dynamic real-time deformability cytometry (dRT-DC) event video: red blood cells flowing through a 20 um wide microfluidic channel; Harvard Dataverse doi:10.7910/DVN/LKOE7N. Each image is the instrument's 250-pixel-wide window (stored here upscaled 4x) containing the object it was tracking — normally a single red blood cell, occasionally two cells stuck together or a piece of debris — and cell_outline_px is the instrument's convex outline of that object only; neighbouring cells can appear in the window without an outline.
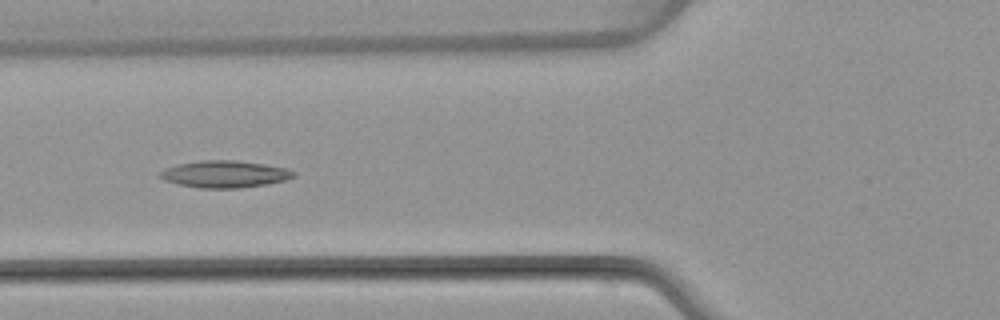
{"species": "common noctule bat (a hibernating species)", "species_latin": "Nyctalus noctula", "temperature_condition": "warm", "stored_images_in_passage": 6, "camera_frame_rate_fps": 3000, "um_per_image_px": 0.085, "animal": {"sex": "female", "body_mass_g": 22.7, "forearm_length_mm": 54.2}, "frame": {"image": 1, "passage_image": 5, "time_ms": 5.667, "image_size_px": [1000, 320], "cell_outline_px": [[296, 176], [284, 180], [268, 184], [240, 188], [200, 188], [180, 184], [164, 180], [156, 176], [164, 168], [176, 164], [200, 160], [236, 160], [264, 164], [288, 168], [296, 172]], "centroid_in_image_um": [19.09, 14.79], "position_along_channel_um": 106.7, "area_um2": 21.21}}
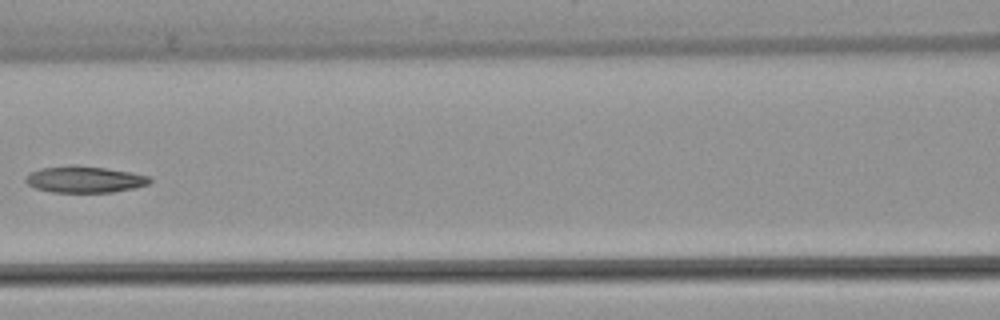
{"frame": {"image": 2, "passage_image": 6, "time_ms": 7.0, "image_size_px": [1000, 320], "cell_outline_px": [[152, 180], [148, 184], [132, 188], [112, 192], [52, 192], [36, 188], [28, 184], [24, 180], [24, 176], [40, 168], [72, 164], [76, 164], [132, 172], [148, 176]], "centroid_in_image_um": [7.15, 15.23], "position_along_channel_um": 159.4, "area_um2": 19.19}}